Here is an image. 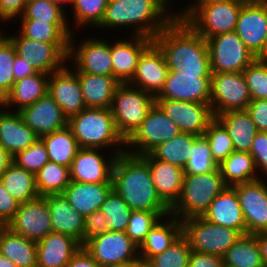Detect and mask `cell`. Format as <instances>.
I'll return each mask as SVG.
<instances>
[{"instance_id": "63", "label": "cell", "mask_w": 267, "mask_h": 267, "mask_svg": "<svg viewBox=\"0 0 267 267\" xmlns=\"http://www.w3.org/2000/svg\"><path fill=\"white\" fill-rule=\"evenodd\" d=\"M12 162V156L0 145V178Z\"/></svg>"}, {"instance_id": "28", "label": "cell", "mask_w": 267, "mask_h": 267, "mask_svg": "<svg viewBox=\"0 0 267 267\" xmlns=\"http://www.w3.org/2000/svg\"><path fill=\"white\" fill-rule=\"evenodd\" d=\"M202 217L213 224L230 227L246 235L241 206L232 187H226L218 194Z\"/></svg>"}, {"instance_id": "36", "label": "cell", "mask_w": 267, "mask_h": 267, "mask_svg": "<svg viewBox=\"0 0 267 267\" xmlns=\"http://www.w3.org/2000/svg\"><path fill=\"white\" fill-rule=\"evenodd\" d=\"M223 181L227 187L262 180L257 175V168L250 152L233 151L218 165Z\"/></svg>"}, {"instance_id": "44", "label": "cell", "mask_w": 267, "mask_h": 267, "mask_svg": "<svg viewBox=\"0 0 267 267\" xmlns=\"http://www.w3.org/2000/svg\"><path fill=\"white\" fill-rule=\"evenodd\" d=\"M170 211H132L125 233L138 246L145 240L152 227Z\"/></svg>"}, {"instance_id": "70", "label": "cell", "mask_w": 267, "mask_h": 267, "mask_svg": "<svg viewBox=\"0 0 267 267\" xmlns=\"http://www.w3.org/2000/svg\"><path fill=\"white\" fill-rule=\"evenodd\" d=\"M264 59H267V35H266V42L264 45Z\"/></svg>"}, {"instance_id": "21", "label": "cell", "mask_w": 267, "mask_h": 267, "mask_svg": "<svg viewBox=\"0 0 267 267\" xmlns=\"http://www.w3.org/2000/svg\"><path fill=\"white\" fill-rule=\"evenodd\" d=\"M211 75H189L169 71L163 90L155 99H173L210 104Z\"/></svg>"}, {"instance_id": "53", "label": "cell", "mask_w": 267, "mask_h": 267, "mask_svg": "<svg viewBox=\"0 0 267 267\" xmlns=\"http://www.w3.org/2000/svg\"><path fill=\"white\" fill-rule=\"evenodd\" d=\"M105 220L106 217L100 210L85 216L82 234V247L91 239L109 231L105 224Z\"/></svg>"}, {"instance_id": "6", "label": "cell", "mask_w": 267, "mask_h": 267, "mask_svg": "<svg viewBox=\"0 0 267 267\" xmlns=\"http://www.w3.org/2000/svg\"><path fill=\"white\" fill-rule=\"evenodd\" d=\"M154 104L155 97L146 91L128 83L117 87L110 109L116 129L125 141L142 124Z\"/></svg>"}, {"instance_id": "14", "label": "cell", "mask_w": 267, "mask_h": 267, "mask_svg": "<svg viewBox=\"0 0 267 267\" xmlns=\"http://www.w3.org/2000/svg\"><path fill=\"white\" fill-rule=\"evenodd\" d=\"M83 247L101 267L133 262L139 258V246L122 231L109 230Z\"/></svg>"}, {"instance_id": "33", "label": "cell", "mask_w": 267, "mask_h": 267, "mask_svg": "<svg viewBox=\"0 0 267 267\" xmlns=\"http://www.w3.org/2000/svg\"><path fill=\"white\" fill-rule=\"evenodd\" d=\"M86 108L110 109L120 83L113 76L76 73Z\"/></svg>"}, {"instance_id": "41", "label": "cell", "mask_w": 267, "mask_h": 267, "mask_svg": "<svg viewBox=\"0 0 267 267\" xmlns=\"http://www.w3.org/2000/svg\"><path fill=\"white\" fill-rule=\"evenodd\" d=\"M198 137L181 132L174 138L158 145L150 154L157 160L183 169L191 155L193 143Z\"/></svg>"}, {"instance_id": "46", "label": "cell", "mask_w": 267, "mask_h": 267, "mask_svg": "<svg viewBox=\"0 0 267 267\" xmlns=\"http://www.w3.org/2000/svg\"><path fill=\"white\" fill-rule=\"evenodd\" d=\"M210 146L213 160L219 165L234 151L233 142L225 127L214 118L203 135Z\"/></svg>"}, {"instance_id": "11", "label": "cell", "mask_w": 267, "mask_h": 267, "mask_svg": "<svg viewBox=\"0 0 267 267\" xmlns=\"http://www.w3.org/2000/svg\"><path fill=\"white\" fill-rule=\"evenodd\" d=\"M17 35V36H16ZM22 57L35 72L51 74L61 70L69 53V43H47L24 37L20 32L6 35Z\"/></svg>"}, {"instance_id": "13", "label": "cell", "mask_w": 267, "mask_h": 267, "mask_svg": "<svg viewBox=\"0 0 267 267\" xmlns=\"http://www.w3.org/2000/svg\"><path fill=\"white\" fill-rule=\"evenodd\" d=\"M73 40H75V36L72 34L69 40L67 60L73 61L74 69L72 70L75 73L113 76L110 43H108L110 41L89 37L76 47Z\"/></svg>"}, {"instance_id": "49", "label": "cell", "mask_w": 267, "mask_h": 267, "mask_svg": "<svg viewBox=\"0 0 267 267\" xmlns=\"http://www.w3.org/2000/svg\"><path fill=\"white\" fill-rule=\"evenodd\" d=\"M110 0H71L74 22L79 26H98ZM91 25V26H90Z\"/></svg>"}, {"instance_id": "10", "label": "cell", "mask_w": 267, "mask_h": 267, "mask_svg": "<svg viewBox=\"0 0 267 267\" xmlns=\"http://www.w3.org/2000/svg\"><path fill=\"white\" fill-rule=\"evenodd\" d=\"M212 74L243 72L257 57L235 31L206 39Z\"/></svg>"}, {"instance_id": "57", "label": "cell", "mask_w": 267, "mask_h": 267, "mask_svg": "<svg viewBox=\"0 0 267 267\" xmlns=\"http://www.w3.org/2000/svg\"><path fill=\"white\" fill-rule=\"evenodd\" d=\"M28 0H0V22H9L23 14Z\"/></svg>"}, {"instance_id": "60", "label": "cell", "mask_w": 267, "mask_h": 267, "mask_svg": "<svg viewBox=\"0 0 267 267\" xmlns=\"http://www.w3.org/2000/svg\"><path fill=\"white\" fill-rule=\"evenodd\" d=\"M13 71L15 82L36 73L34 69L17 54L15 55Z\"/></svg>"}, {"instance_id": "2", "label": "cell", "mask_w": 267, "mask_h": 267, "mask_svg": "<svg viewBox=\"0 0 267 267\" xmlns=\"http://www.w3.org/2000/svg\"><path fill=\"white\" fill-rule=\"evenodd\" d=\"M114 191L134 211H170L154 186L149 165L126 152L116 156L112 168Z\"/></svg>"}, {"instance_id": "26", "label": "cell", "mask_w": 267, "mask_h": 267, "mask_svg": "<svg viewBox=\"0 0 267 267\" xmlns=\"http://www.w3.org/2000/svg\"><path fill=\"white\" fill-rule=\"evenodd\" d=\"M140 157L149 165L158 195L171 208L179 199L182 191L183 169L157 160L150 153Z\"/></svg>"}, {"instance_id": "68", "label": "cell", "mask_w": 267, "mask_h": 267, "mask_svg": "<svg viewBox=\"0 0 267 267\" xmlns=\"http://www.w3.org/2000/svg\"><path fill=\"white\" fill-rule=\"evenodd\" d=\"M103 267H132V262H127L123 264H113V265H107Z\"/></svg>"}, {"instance_id": "27", "label": "cell", "mask_w": 267, "mask_h": 267, "mask_svg": "<svg viewBox=\"0 0 267 267\" xmlns=\"http://www.w3.org/2000/svg\"><path fill=\"white\" fill-rule=\"evenodd\" d=\"M36 245L37 267H66L82 247L73 237L54 232L49 233Z\"/></svg>"}, {"instance_id": "62", "label": "cell", "mask_w": 267, "mask_h": 267, "mask_svg": "<svg viewBox=\"0 0 267 267\" xmlns=\"http://www.w3.org/2000/svg\"><path fill=\"white\" fill-rule=\"evenodd\" d=\"M254 235L256 236L264 265L267 267V231L256 233Z\"/></svg>"}, {"instance_id": "51", "label": "cell", "mask_w": 267, "mask_h": 267, "mask_svg": "<svg viewBox=\"0 0 267 267\" xmlns=\"http://www.w3.org/2000/svg\"><path fill=\"white\" fill-rule=\"evenodd\" d=\"M252 100H267V59L256 58L244 71Z\"/></svg>"}, {"instance_id": "38", "label": "cell", "mask_w": 267, "mask_h": 267, "mask_svg": "<svg viewBox=\"0 0 267 267\" xmlns=\"http://www.w3.org/2000/svg\"><path fill=\"white\" fill-rule=\"evenodd\" d=\"M7 191L21 204L37 199L35 174L12 162L0 178Z\"/></svg>"}, {"instance_id": "16", "label": "cell", "mask_w": 267, "mask_h": 267, "mask_svg": "<svg viewBox=\"0 0 267 267\" xmlns=\"http://www.w3.org/2000/svg\"><path fill=\"white\" fill-rule=\"evenodd\" d=\"M238 196L246 224V234L267 231V182L265 179L232 187Z\"/></svg>"}, {"instance_id": "4", "label": "cell", "mask_w": 267, "mask_h": 267, "mask_svg": "<svg viewBox=\"0 0 267 267\" xmlns=\"http://www.w3.org/2000/svg\"><path fill=\"white\" fill-rule=\"evenodd\" d=\"M68 127L72 130L80 148L112 147V152L109 153H124L127 149L124 146L125 140L116 129L111 109L86 108L68 119Z\"/></svg>"}, {"instance_id": "32", "label": "cell", "mask_w": 267, "mask_h": 267, "mask_svg": "<svg viewBox=\"0 0 267 267\" xmlns=\"http://www.w3.org/2000/svg\"><path fill=\"white\" fill-rule=\"evenodd\" d=\"M48 82L49 74L45 73L36 72L31 76L24 77L15 82L11 91L0 102V105L5 109L15 105L16 109L12 111H20L48 93Z\"/></svg>"}, {"instance_id": "18", "label": "cell", "mask_w": 267, "mask_h": 267, "mask_svg": "<svg viewBox=\"0 0 267 267\" xmlns=\"http://www.w3.org/2000/svg\"><path fill=\"white\" fill-rule=\"evenodd\" d=\"M168 73L163 52L152 41L139 56L135 74L128 84L156 98L163 90Z\"/></svg>"}, {"instance_id": "24", "label": "cell", "mask_w": 267, "mask_h": 267, "mask_svg": "<svg viewBox=\"0 0 267 267\" xmlns=\"http://www.w3.org/2000/svg\"><path fill=\"white\" fill-rule=\"evenodd\" d=\"M131 39H119L110 43V55L113 63V77L120 83L126 84L133 78L139 56L153 41L152 38L132 35Z\"/></svg>"}, {"instance_id": "25", "label": "cell", "mask_w": 267, "mask_h": 267, "mask_svg": "<svg viewBox=\"0 0 267 267\" xmlns=\"http://www.w3.org/2000/svg\"><path fill=\"white\" fill-rule=\"evenodd\" d=\"M0 145L13 157L27 149L39 137L23 121L18 111L0 105Z\"/></svg>"}, {"instance_id": "58", "label": "cell", "mask_w": 267, "mask_h": 267, "mask_svg": "<svg viewBox=\"0 0 267 267\" xmlns=\"http://www.w3.org/2000/svg\"><path fill=\"white\" fill-rule=\"evenodd\" d=\"M188 267H223L222 257L191 251Z\"/></svg>"}, {"instance_id": "12", "label": "cell", "mask_w": 267, "mask_h": 267, "mask_svg": "<svg viewBox=\"0 0 267 267\" xmlns=\"http://www.w3.org/2000/svg\"><path fill=\"white\" fill-rule=\"evenodd\" d=\"M251 100L243 72L211 74L210 106L214 117L228 111L246 110Z\"/></svg>"}, {"instance_id": "66", "label": "cell", "mask_w": 267, "mask_h": 267, "mask_svg": "<svg viewBox=\"0 0 267 267\" xmlns=\"http://www.w3.org/2000/svg\"><path fill=\"white\" fill-rule=\"evenodd\" d=\"M51 3L56 4L57 6H60L62 9L64 8L63 5L70 4L71 0H49Z\"/></svg>"}, {"instance_id": "39", "label": "cell", "mask_w": 267, "mask_h": 267, "mask_svg": "<svg viewBox=\"0 0 267 267\" xmlns=\"http://www.w3.org/2000/svg\"><path fill=\"white\" fill-rule=\"evenodd\" d=\"M223 267H266L253 234L242 235L222 256Z\"/></svg>"}, {"instance_id": "29", "label": "cell", "mask_w": 267, "mask_h": 267, "mask_svg": "<svg viewBox=\"0 0 267 267\" xmlns=\"http://www.w3.org/2000/svg\"><path fill=\"white\" fill-rule=\"evenodd\" d=\"M44 198L50 209L52 232L69 235L82 246L85 217L69 204L63 194L46 195Z\"/></svg>"}, {"instance_id": "20", "label": "cell", "mask_w": 267, "mask_h": 267, "mask_svg": "<svg viewBox=\"0 0 267 267\" xmlns=\"http://www.w3.org/2000/svg\"><path fill=\"white\" fill-rule=\"evenodd\" d=\"M102 149L80 148L70 166L71 181L82 183H112V168L116 156L112 153L106 158ZM106 158V159H105Z\"/></svg>"}, {"instance_id": "54", "label": "cell", "mask_w": 267, "mask_h": 267, "mask_svg": "<svg viewBox=\"0 0 267 267\" xmlns=\"http://www.w3.org/2000/svg\"><path fill=\"white\" fill-rule=\"evenodd\" d=\"M250 154L254 159L257 172L266 175L267 179V132L258 131L253 138Z\"/></svg>"}, {"instance_id": "9", "label": "cell", "mask_w": 267, "mask_h": 267, "mask_svg": "<svg viewBox=\"0 0 267 267\" xmlns=\"http://www.w3.org/2000/svg\"><path fill=\"white\" fill-rule=\"evenodd\" d=\"M181 133L175 122L155 103L137 130L125 141L126 153L142 156ZM135 148V149H134Z\"/></svg>"}, {"instance_id": "47", "label": "cell", "mask_w": 267, "mask_h": 267, "mask_svg": "<svg viewBox=\"0 0 267 267\" xmlns=\"http://www.w3.org/2000/svg\"><path fill=\"white\" fill-rule=\"evenodd\" d=\"M3 32L0 30V102L15 84L13 67L17 54L15 46Z\"/></svg>"}, {"instance_id": "50", "label": "cell", "mask_w": 267, "mask_h": 267, "mask_svg": "<svg viewBox=\"0 0 267 267\" xmlns=\"http://www.w3.org/2000/svg\"><path fill=\"white\" fill-rule=\"evenodd\" d=\"M65 8L49 0H29L20 19H33L49 23H68Z\"/></svg>"}, {"instance_id": "1", "label": "cell", "mask_w": 267, "mask_h": 267, "mask_svg": "<svg viewBox=\"0 0 267 267\" xmlns=\"http://www.w3.org/2000/svg\"><path fill=\"white\" fill-rule=\"evenodd\" d=\"M153 41L165 57L169 71L189 75H211L206 39L185 21L174 18Z\"/></svg>"}, {"instance_id": "67", "label": "cell", "mask_w": 267, "mask_h": 267, "mask_svg": "<svg viewBox=\"0 0 267 267\" xmlns=\"http://www.w3.org/2000/svg\"><path fill=\"white\" fill-rule=\"evenodd\" d=\"M158 1V3L163 7V8H165L168 12H169V8L171 7L170 5H168V4H170L169 2H171V0H157Z\"/></svg>"}, {"instance_id": "61", "label": "cell", "mask_w": 267, "mask_h": 267, "mask_svg": "<svg viewBox=\"0 0 267 267\" xmlns=\"http://www.w3.org/2000/svg\"><path fill=\"white\" fill-rule=\"evenodd\" d=\"M231 1H238V0H192V4L188 5L185 9L179 10L175 14V18H179L180 20H185L198 6L203 5L207 2H231Z\"/></svg>"}, {"instance_id": "22", "label": "cell", "mask_w": 267, "mask_h": 267, "mask_svg": "<svg viewBox=\"0 0 267 267\" xmlns=\"http://www.w3.org/2000/svg\"><path fill=\"white\" fill-rule=\"evenodd\" d=\"M65 65L61 70L49 75L48 94L60 106L69 119L86 109L81 85L77 74Z\"/></svg>"}, {"instance_id": "23", "label": "cell", "mask_w": 267, "mask_h": 267, "mask_svg": "<svg viewBox=\"0 0 267 267\" xmlns=\"http://www.w3.org/2000/svg\"><path fill=\"white\" fill-rule=\"evenodd\" d=\"M18 112L39 138L68 126V118L48 93Z\"/></svg>"}, {"instance_id": "45", "label": "cell", "mask_w": 267, "mask_h": 267, "mask_svg": "<svg viewBox=\"0 0 267 267\" xmlns=\"http://www.w3.org/2000/svg\"><path fill=\"white\" fill-rule=\"evenodd\" d=\"M190 154L183 168L184 174L210 173L218 169V164L213 160L209 143L204 136H199L194 141Z\"/></svg>"}, {"instance_id": "42", "label": "cell", "mask_w": 267, "mask_h": 267, "mask_svg": "<svg viewBox=\"0 0 267 267\" xmlns=\"http://www.w3.org/2000/svg\"><path fill=\"white\" fill-rule=\"evenodd\" d=\"M36 188L40 197L63 194L71 182L70 168L48 161L36 174Z\"/></svg>"}, {"instance_id": "3", "label": "cell", "mask_w": 267, "mask_h": 267, "mask_svg": "<svg viewBox=\"0 0 267 267\" xmlns=\"http://www.w3.org/2000/svg\"><path fill=\"white\" fill-rule=\"evenodd\" d=\"M174 18L157 0H110L97 27H136L131 35L154 39Z\"/></svg>"}, {"instance_id": "65", "label": "cell", "mask_w": 267, "mask_h": 267, "mask_svg": "<svg viewBox=\"0 0 267 267\" xmlns=\"http://www.w3.org/2000/svg\"><path fill=\"white\" fill-rule=\"evenodd\" d=\"M0 267H17L11 260L0 254Z\"/></svg>"}, {"instance_id": "59", "label": "cell", "mask_w": 267, "mask_h": 267, "mask_svg": "<svg viewBox=\"0 0 267 267\" xmlns=\"http://www.w3.org/2000/svg\"><path fill=\"white\" fill-rule=\"evenodd\" d=\"M66 267H101L92 256L81 247L77 253L71 258Z\"/></svg>"}, {"instance_id": "15", "label": "cell", "mask_w": 267, "mask_h": 267, "mask_svg": "<svg viewBox=\"0 0 267 267\" xmlns=\"http://www.w3.org/2000/svg\"><path fill=\"white\" fill-rule=\"evenodd\" d=\"M155 103L183 133L203 136L209 123L215 118L210 104L173 99H155Z\"/></svg>"}, {"instance_id": "43", "label": "cell", "mask_w": 267, "mask_h": 267, "mask_svg": "<svg viewBox=\"0 0 267 267\" xmlns=\"http://www.w3.org/2000/svg\"><path fill=\"white\" fill-rule=\"evenodd\" d=\"M106 217L105 224L111 231L125 232L132 209L112 189L99 209Z\"/></svg>"}, {"instance_id": "64", "label": "cell", "mask_w": 267, "mask_h": 267, "mask_svg": "<svg viewBox=\"0 0 267 267\" xmlns=\"http://www.w3.org/2000/svg\"><path fill=\"white\" fill-rule=\"evenodd\" d=\"M132 267H152L148 260L138 258L132 262Z\"/></svg>"}, {"instance_id": "37", "label": "cell", "mask_w": 267, "mask_h": 267, "mask_svg": "<svg viewBox=\"0 0 267 267\" xmlns=\"http://www.w3.org/2000/svg\"><path fill=\"white\" fill-rule=\"evenodd\" d=\"M51 162L70 168L72 161L80 149L72 130L67 126L61 130L40 137Z\"/></svg>"}, {"instance_id": "55", "label": "cell", "mask_w": 267, "mask_h": 267, "mask_svg": "<svg viewBox=\"0 0 267 267\" xmlns=\"http://www.w3.org/2000/svg\"><path fill=\"white\" fill-rule=\"evenodd\" d=\"M19 205L0 180V226H7L14 218Z\"/></svg>"}, {"instance_id": "30", "label": "cell", "mask_w": 267, "mask_h": 267, "mask_svg": "<svg viewBox=\"0 0 267 267\" xmlns=\"http://www.w3.org/2000/svg\"><path fill=\"white\" fill-rule=\"evenodd\" d=\"M112 189V183L71 181L65 188L63 195L69 204L85 217L100 209Z\"/></svg>"}, {"instance_id": "56", "label": "cell", "mask_w": 267, "mask_h": 267, "mask_svg": "<svg viewBox=\"0 0 267 267\" xmlns=\"http://www.w3.org/2000/svg\"><path fill=\"white\" fill-rule=\"evenodd\" d=\"M246 111L255 123L257 131L267 132V100L255 99L248 104Z\"/></svg>"}, {"instance_id": "48", "label": "cell", "mask_w": 267, "mask_h": 267, "mask_svg": "<svg viewBox=\"0 0 267 267\" xmlns=\"http://www.w3.org/2000/svg\"><path fill=\"white\" fill-rule=\"evenodd\" d=\"M191 251L187 238L182 234L164 252L148 261L152 267H188Z\"/></svg>"}, {"instance_id": "35", "label": "cell", "mask_w": 267, "mask_h": 267, "mask_svg": "<svg viewBox=\"0 0 267 267\" xmlns=\"http://www.w3.org/2000/svg\"><path fill=\"white\" fill-rule=\"evenodd\" d=\"M215 118L225 127L235 151L250 152L253 138L258 132L246 110L228 111Z\"/></svg>"}, {"instance_id": "19", "label": "cell", "mask_w": 267, "mask_h": 267, "mask_svg": "<svg viewBox=\"0 0 267 267\" xmlns=\"http://www.w3.org/2000/svg\"><path fill=\"white\" fill-rule=\"evenodd\" d=\"M235 32L257 58L264 59L267 0L259 3H244L238 16Z\"/></svg>"}, {"instance_id": "8", "label": "cell", "mask_w": 267, "mask_h": 267, "mask_svg": "<svg viewBox=\"0 0 267 267\" xmlns=\"http://www.w3.org/2000/svg\"><path fill=\"white\" fill-rule=\"evenodd\" d=\"M243 4L242 1L207 2L198 6L184 21L205 39L232 32Z\"/></svg>"}, {"instance_id": "31", "label": "cell", "mask_w": 267, "mask_h": 267, "mask_svg": "<svg viewBox=\"0 0 267 267\" xmlns=\"http://www.w3.org/2000/svg\"><path fill=\"white\" fill-rule=\"evenodd\" d=\"M165 218V220L164 218L160 219L152 227L139 246V258L149 260L151 257L161 254L182 235V221L171 214Z\"/></svg>"}, {"instance_id": "69", "label": "cell", "mask_w": 267, "mask_h": 267, "mask_svg": "<svg viewBox=\"0 0 267 267\" xmlns=\"http://www.w3.org/2000/svg\"><path fill=\"white\" fill-rule=\"evenodd\" d=\"M238 1H242L244 3H259V2H262L264 0H238Z\"/></svg>"}, {"instance_id": "5", "label": "cell", "mask_w": 267, "mask_h": 267, "mask_svg": "<svg viewBox=\"0 0 267 267\" xmlns=\"http://www.w3.org/2000/svg\"><path fill=\"white\" fill-rule=\"evenodd\" d=\"M226 187L219 168L210 173L184 174L180 197L170 208L171 216L181 221L203 216L211 202Z\"/></svg>"}, {"instance_id": "7", "label": "cell", "mask_w": 267, "mask_h": 267, "mask_svg": "<svg viewBox=\"0 0 267 267\" xmlns=\"http://www.w3.org/2000/svg\"><path fill=\"white\" fill-rule=\"evenodd\" d=\"M182 234L192 251L219 257L242 236L238 230L213 224L202 216L182 220Z\"/></svg>"}, {"instance_id": "17", "label": "cell", "mask_w": 267, "mask_h": 267, "mask_svg": "<svg viewBox=\"0 0 267 267\" xmlns=\"http://www.w3.org/2000/svg\"><path fill=\"white\" fill-rule=\"evenodd\" d=\"M14 233L39 242L52 232L51 214L44 197L21 203L14 218L7 224Z\"/></svg>"}, {"instance_id": "34", "label": "cell", "mask_w": 267, "mask_h": 267, "mask_svg": "<svg viewBox=\"0 0 267 267\" xmlns=\"http://www.w3.org/2000/svg\"><path fill=\"white\" fill-rule=\"evenodd\" d=\"M0 254L17 267H37V245L7 226H0Z\"/></svg>"}, {"instance_id": "40", "label": "cell", "mask_w": 267, "mask_h": 267, "mask_svg": "<svg viewBox=\"0 0 267 267\" xmlns=\"http://www.w3.org/2000/svg\"><path fill=\"white\" fill-rule=\"evenodd\" d=\"M19 32L27 38L47 43H69L73 33L69 23H49L33 19H21Z\"/></svg>"}, {"instance_id": "52", "label": "cell", "mask_w": 267, "mask_h": 267, "mask_svg": "<svg viewBox=\"0 0 267 267\" xmlns=\"http://www.w3.org/2000/svg\"><path fill=\"white\" fill-rule=\"evenodd\" d=\"M12 159L16 165L34 174L49 161L47 150L40 138L27 149L17 152Z\"/></svg>"}]
</instances>
